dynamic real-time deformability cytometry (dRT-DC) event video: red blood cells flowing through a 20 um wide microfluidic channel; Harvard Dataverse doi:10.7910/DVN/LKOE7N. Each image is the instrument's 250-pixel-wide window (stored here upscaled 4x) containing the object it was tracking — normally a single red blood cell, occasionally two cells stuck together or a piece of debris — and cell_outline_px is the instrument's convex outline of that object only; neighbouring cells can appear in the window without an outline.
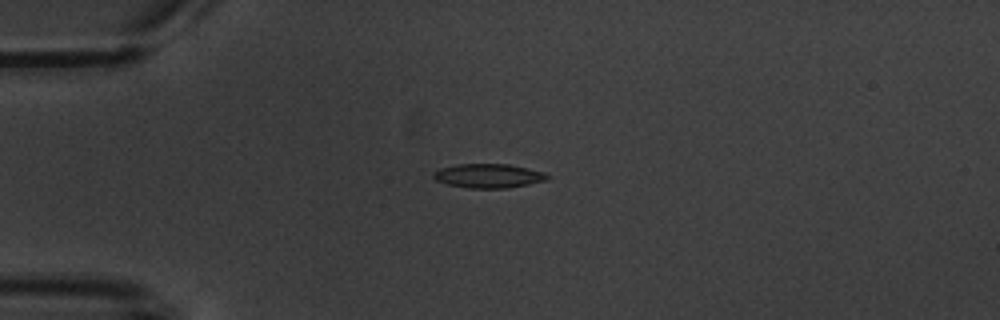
{"species": "common noctule bat (a hibernating species)", "species_latin": "Nyctalus noctula", "temperature_condition": "warm", "stored_images_in_passage": 3, "camera_frame_rate_fps": 3000, "um_per_image_px": 0.085, "animal": {"sex": "male", "body_mass_g": 20.1, "forearm_length_mm": 53.5}, "frame": {"image": 1, "passage_image": 1, "time_ms": 0.0, "image_size_px": [1000, 320], "cell_outline_px": [[552, 176], [548, 180], [508, 188], [468, 188], [448, 184], [436, 180], [432, 176], [432, 172], [440, 168], [456, 164], [508, 164], [528, 168], [544, 172]], "centroid_in_image_um": [41.54, 14.94], "position_along_channel_um": 43.5, "area_um2": 16.13}}
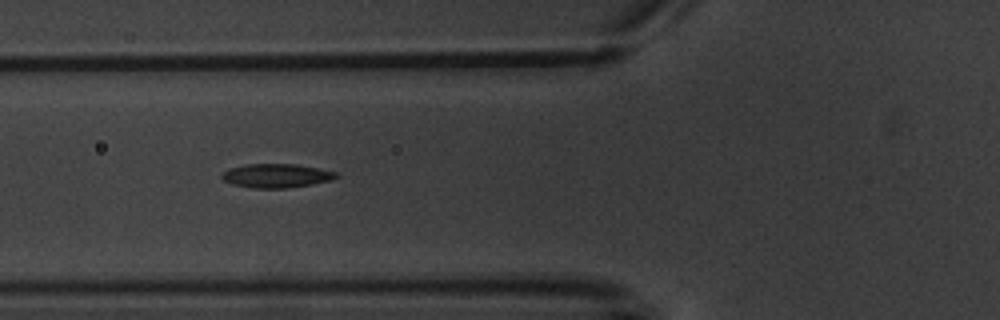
{"frame": {"image": 2, "passage_image": 3, "time_ms": 2.333, "image_size_px": [1000, 320], "cell_outline_px": [[340, 176], [332, 180], [312, 184], [288, 188], [256, 188], [232, 184], [224, 180], [220, 176], [224, 172], [232, 168], [244, 164], [296, 164], [336, 172]], "centroid_in_image_um": [23.52, 14.94], "position_along_channel_um": 102.3, "area_um2": 15.78}}